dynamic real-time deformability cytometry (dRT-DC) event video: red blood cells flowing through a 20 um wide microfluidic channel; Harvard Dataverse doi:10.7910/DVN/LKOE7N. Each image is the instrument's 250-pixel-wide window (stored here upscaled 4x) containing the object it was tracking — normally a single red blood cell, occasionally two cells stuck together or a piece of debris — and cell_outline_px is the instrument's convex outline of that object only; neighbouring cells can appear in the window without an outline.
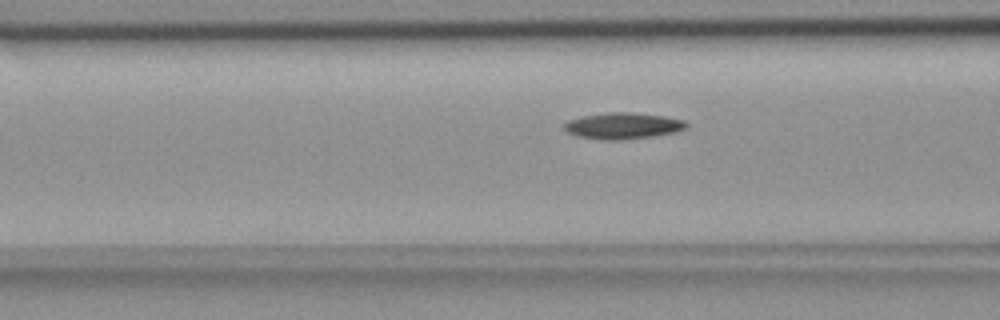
{"species": "common noctule bat (a hibernating species)", "species_latin": "Nyctalus noctula", "temperature_condition": "room temperature", "stored_images_in_passage": 40, "camera_frame_rate_fps": 3000, "um_per_image_px": 0.085, "animal": {"sex": "female", "body_mass_g": 18.4}, "frame": {"image": 1, "passage_image": 6, "time_ms": 1.667, "image_size_px": [1000, 320], "cell_outline_px": [[688, 128], [676, 132], [652, 136], [620, 140], [600, 140], [576, 136], [568, 132], [564, 128], [564, 124], [568, 120], [584, 116], [608, 112], [636, 112], [664, 116], [684, 120], [688, 124]], "centroid_in_image_um": [52.97, 10.69], "position_along_channel_um": 113.6, "area_um2": 18.84}}
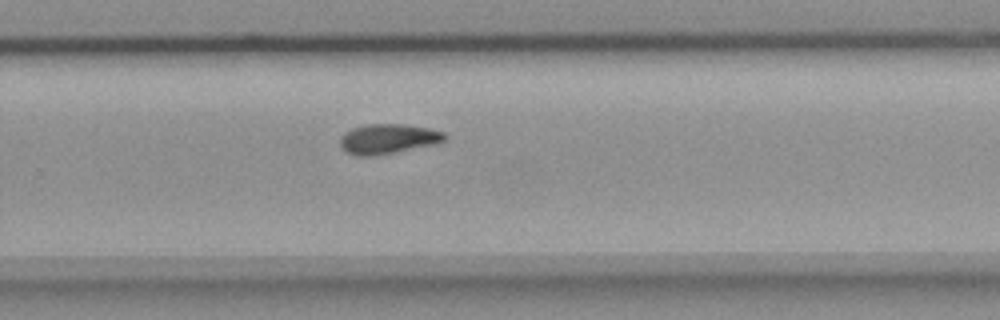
{"frame": {"image": 2, "passage_image": 21, "time_ms": 6.667, "image_size_px": [1000, 320], "cell_outline_px": [[448, 140], [436, 144], [372, 156], [356, 156], [340, 148], [340, 136], [344, 132], [352, 128], [368, 124], [404, 124], [428, 128], [444, 132], [448, 136]], "centroid_in_image_um": [32.99, 11.8], "position_along_channel_um": 296.8, "area_um2": 18.32}}
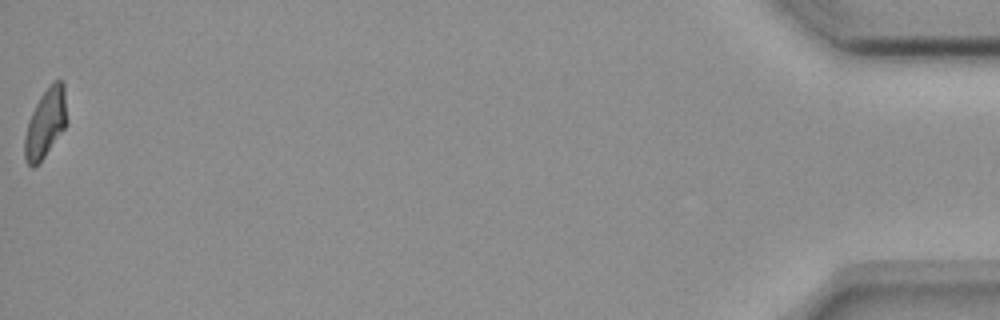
{"frame": {"image": 3, "passage_image": 40, "time_ms": 13.0, "image_size_px": [1000, 320], "cell_outline_px": [[68, 124], [44, 156], [32, 168], [24, 160], [24, 136], [28, 120], [40, 96], [52, 80], [64, 80], [68, 120]], "centroid_in_image_um": [3.89, 10.41], "position_along_channel_um": 431.3, "area_um2": 17.28}, "authors_computed_cell_mechanics": {"area_um2": 17.6868, "velocity_mm_per_s": 3.6732, "shape_relaxation_time_tau1_ms": 5.4793, "shape_relaxation_time_tau2_ms": null, "deformation_change_tau1": 0.1499, "deformation_change_tau2": null}}